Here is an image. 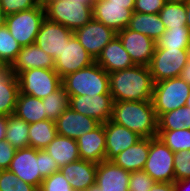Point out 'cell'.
Segmentation results:
<instances>
[{
  "label": "cell",
  "instance_id": "74e56055",
  "mask_svg": "<svg viewBox=\"0 0 190 191\" xmlns=\"http://www.w3.org/2000/svg\"><path fill=\"white\" fill-rule=\"evenodd\" d=\"M173 162L175 182L190 178V150L175 152Z\"/></svg>",
  "mask_w": 190,
  "mask_h": 191
},
{
  "label": "cell",
  "instance_id": "e0dca14e",
  "mask_svg": "<svg viewBox=\"0 0 190 191\" xmlns=\"http://www.w3.org/2000/svg\"><path fill=\"white\" fill-rule=\"evenodd\" d=\"M57 134L78 139L82 134L89 133L101 123L96 119L75 112L68 107L55 121Z\"/></svg>",
  "mask_w": 190,
  "mask_h": 191
},
{
  "label": "cell",
  "instance_id": "3957f363",
  "mask_svg": "<svg viewBox=\"0 0 190 191\" xmlns=\"http://www.w3.org/2000/svg\"><path fill=\"white\" fill-rule=\"evenodd\" d=\"M68 96L110 94L109 74L96 62L62 78Z\"/></svg>",
  "mask_w": 190,
  "mask_h": 191
},
{
  "label": "cell",
  "instance_id": "1f68e13d",
  "mask_svg": "<svg viewBox=\"0 0 190 191\" xmlns=\"http://www.w3.org/2000/svg\"><path fill=\"white\" fill-rule=\"evenodd\" d=\"M190 129V108L179 107L158 118V130Z\"/></svg>",
  "mask_w": 190,
  "mask_h": 191
},
{
  "label": "cell",
  "instance_id": "bcb514c9",
  "mask_svg": "<svg viewBox=\"0 0 190 191\" xmlns=\"http://www.w3.org/2000/svg\"><path fill=\"white\" fill-rule=\"evenodd\" d=\"M175 191H190V178L175 182Z\"/></svg>",
  "mask_w": 190,
  "mask_h": 191
},
{
  "label": "cell",
  "instance_id": "680465c9",
  "mask_svg": "<svg viewBox=\"0 0 190 191\" xmlns=\"http://www.w3.org/2000/svg\"><path fill=\"white\" fill-rule=\"evenodd\" d=\"M4 66V63L0 60V69H2Z\"/></svg>",
  "mask_w": 190,
  "mask_h": 191
},
{
  "label": "cell",
  "instance_id": "ab89813d",
  "mask_svg": "<svg viewBox=\"0 0 190 191\" xmlns=\"http://www.w3.org/2000/svg\"><path fill=\"white\" fill-rule=\"evenodd\" d=\"M156 182L144 171L130 173L128 191H150Z\"/></svg>",
  "mask_w": 190,
  "mask_h": 191
},
{
  "label": "cell",
  "instance_id": "7402d4cb",
  "mask_svg": "<svg viewBox=\"0 0 190 191\" xmlns=\"http://www.w3.org/2000/svg\"><path fill=\"white\" fill-rule=\"evenodd\" d=\"M130 172L114 164L102 161L97 164L96 184L101 191H128Z\"/></svg>",
  "mask_w": 190,
  "mask_h": 191
},
{
  "label": "cell",
  "instance_id": "30bf717a",
  "mask_svg": "<svg viewBox=\"0 0 190 191\" xmlns=\"http://www.w3.org/2000/svg\"><path fill=\"white\" fill-rule=\"evenodd\" d=\"M135 4L110 3L109 0H95L92 4L93 18L116 33L127 28Z\"/></svg>",
  "mask_w": 190,
  "mask_h": 191
},
{
  "label": "cell",
  "instance_id": "f1b7e54d",
  "mask_svg": "<svg viewBox=\"0 0 190 191\" xmlns=\"http://www.w3.org/2000/svg\"><path fill=\"white\" fill-rule=\"evenodd\" d=\"M28 130L29 124L22 118L15 114H10L6 117L5 140L16 150L29 147Z\"/></svg>",
  "mask_w": 190,
  "mask_h": 191
},
{
  "label": "cell",
  "instance_id": "9a60e30c",
  "mask_svg": "<svg viewBox=\"0 0 190 191\" xmlns=\"http://www.w3.org/2000/svg\"><path fill=\"white\" fill-rule=\"evenodd\" d=\"M74 35L67 27L45 18L40 26L35 44L54 60L60 56L65 42Z\"/></svg>",
  "mask_w": 190,
  "mask_h": 191
},
{
  "label": "cell",
  "instance_id": "f6af8a7d",
  "mask_svg": "<svg viewBox=\"0 0 190 191\" xmlns=\"http://www.w3.org/2000/svg\"><path fill=\"white\" fill-rule=\"evenodd\" d=\"M150 191H175V182H156Z\"/></svg>",
  "mask_w": 190,
  "mask_h": 191
},
{
  "label": "cell",
  "instance_id": "f35d334b",
  "mask_svg": "<svg viewBox=\"0 0 190 191\" xmlns=\"http://www.w3.org/2000/svg\"><path fill=\"white\" fill-rule=\"evenodd\" d=\"M38 191H74L63 174L59 171L43 179Z\"/></svg>",
  "mask_w": 190,
  "mask_h": 191
},
{
  "label": "cell",
  "instance_id": "c3c4849f",
  "mask_svg": "<svg viewBox=\"0 0 190 191\" xmlns=\"http://www.w3.org/2000/svg\"><path fill=\"white\" fill-rule=\"evenodd\" d=\"M6 116L0 115V142L5 140Z\"/></svg>",
  "mask_w": 190,
  "mask_h": 191
},
{
  "label": "cell",
  "instance_id": "ba28073f",
  "mask_svg": "<svg viewBox=\"0 0 190 191\" xmlns=\"http://www.w3.org/2000/svg\"><path fill=\"white\" fill-rule=\"evenodd\" d=\"M174 155L160 138H149V153L143 170L155 182H175Z\"/></svg>",
  "mask_w": 190,
  "mask_h": 191
},
{
  "label": "cell",
  "instance_id": "b9f144b4",
  "mask_svg": "<svg viewBox=\"0 0 190 191\" xmlns=\"http://www.w3.org/2000/svg\"><path fill=\"white\" fill-rule=\"evenodd\" d=\"M165 3V0H135L133 12L158 14Z\"/></svg>",
  "mask_w": 190,
  "mask_h": 191
},
{
  "label": "cell",
  "instance_id": "5b68a950",
  "mask_svg": "<svg viewBox=\"0 0 190 191\" xmlns=\"http://www.w3.org/2000/svg\"><path fill=\"white\" fill-rule=\"evenodd\" d=\"M190 85L180 77L154 83L152 103L157 118L163 113L186 106Z\"/></svg>",
  "mask_w": 190,
  "mask_h": 191
},
{
  "label": "cell",
  "instance_id": "d6986e66",
  "mask_svg": "<svg viewBox=\"0 0 190 191\" xmlns=\"http://www.w3.org/2000/svg\"><path fill=\"white\" fill-rule=\"evenodd\" d=\"M10 71L14 75L34 68L54 69L55 60L45 51L33 43L31 45L22 46L16 59L9 66Z\"/></svg>",
  "mask_w": 190,
  "mask_h": 191
},
{
  "label": "cell",
  "instance_id": "f907efd6",
  "mask_svg": "<svg viewBox=\"0 0 190 191\" xmlns=\"http://www.w3.org/2000/svg\"><path fill=\"white\" fill-rule=\"evenodd\" d=\"M6 17L5 12L0 8V28L6 25Z\"/></svg>",
  "mask_w": 190,
  "mask_h": 191
},
{
  "label": "cell",
  "instance_id": "7dc6e473",
  "mask_svg": "<svg viewBox=\"0 0 190 191\" xmlns=\"http://www.w3.org/2000/svg\"><path fill=\"white\" fill-rule=\"evenodd\" d=\"M179 77L190 85V59L188 60L187 64L183 67Z\"/></svg>",
  "mask_w": 190,
  "mask_h": 191
},
{
  "label": "cell",
  "instance_id": "f546056e",
  "mask_svg": "<svg viewBox=\"0 0 190 191\" xmlns=\"http://www.w3.org/2000/svg\"><path fill=\"white\" fill-rule=\"evenodd\" d=\"M29 147L38 150L45 149L57 135L56 123L52 120H42L29 124Z\"/></svg>",
  "mask_w": 190,
  "mask_h": 191
},
{
  "label": "cell",
  "instance_id": "db71d44e",
  "mask_svg": "<svg viewBox=\"0 0 190 191\" xmlns=\"http://www.w3.org/2000/svg\"><path fill=\"white\" fill-rule=\"evenodd\" d=\"M54 0H38V3L42 6L45 7L48 3L52 2Z\"/></svg>",
  "mask_w": 190,
  "mask_h": 191
},
{
  "label": "cell",
  "instance_id": "277c9868",
  "mask_svg": "<svg viewBox=\"0 0 190 191\" xmlns=\"http://www.w3.org/2000/svg\"><path fill=\"white\" fill-rule=\"evenodd\" d=\"M44 8L48 20L59 23L73 32L93 18L92 4L73 0H54Z\"/></svg>",
  "mask_w": 190,
  "mask_h": 191
},
{
  "label": "cell",
  "instance_id": "7c38bea8",
  "mask_svg": "<svg viewBox=\"0 0 190 191\" xmlns=\"http://www.w3.org/2000/svg\"><path fill=\"white\" fill-rule=\"evenodd\" d=\"M73 33L95 60L101 54L103 48L117 35L113 29L94 18Z\"/></svg>",
  "mask_w": 190,
  "mask_h": 191
},
{
  "label": "cell",
  "instance_id": "8d00e7d4",
  "mask_svg": "<svg viewBox=\"0 0 190 191\" xmlns=\"http://www.w3.org/2000/svg\"><path fill=\"white\" fill-rule=\"evenodd\" d=\"M0 191H38V188L22 181L9 169H5L0 170Z\"/></svg>",
  "mask_w": 190,
  "mask_h": 191
},
{
  "label": "cell",
  "instance_id": "cb8c5ba5",
  "mask_svg": "<svg viewBox=\"0 0 190 191\" xmlns=\"http://www.w3.org/2000/svg\"><path fill=\"white\" fill-rule=\"evenodd\" d=\"M149 153V138H141L111 161L128 172L143 170Z\"/></svg>",
  "mask_w": 190,
  "mask_h": 191
},
{
  "label": "cell",
  "instance_id": "ee69618b",
  "mask_svg": "<svg viewBox=\"0 0 190 191\" xmlns=\"http://www.w3.org/2000/svg\"><path fill=\"white\" fill-rule=\"evenodd\" d=\"M15 152L16 149L9 142L6 140L0 142V170L9 169Z\"/></svg>",
  "mask_w": 190,
  "mask_h": 191
},
{
  "label": "cell",
  "instance_id": "4fadbf2b",
  "mask_svg": "<svg viewBox=\"0 0 190 191\" xmlns=\"http://www.w3.org/2000/svg\"><path fill=\"white\" fill-rule=\"evenodd\" d=\"M95 59L85 50L79 40L73 35L65 42L60 56L55 60V71L61 78L90 66Z\"/></svg>",
  "mask_w": 190,
  "mask_h": 191
},
{
  "label": "cell",
  "instance_id": "9f6ffc18",
  "mask_svg": "<svg viewBox=\"0 0 190 191\" xmlns=\"http://www.w3.org/2000/svg\"><path fill=\"white\" fill-rule=\"evenodd\" d=\"M166 2H187L189 0H165Z\"/></svg>",
  "mask_w": 190,
  "mask_h": 191
},
{
  "label": "cell",
  "instance_id": "44dd1931",
  "mask_svg": "<svg viewBox=\"0 0 190 191\" xmlns=\"http://www.w3.org/2000/svg\"><path fill=\"white\" fill-rule=\"evenodd\" d=\"M74 191H85L96 183L97 164L79 159L60 168Z\"/></svg>",
  "mask_w": 190,
  "mask_h": 191
},
{
  "label": "cell",
  "instance_id": "ac0fdd59",
  "mask_svg": "<svg viewBox=\"0 0 190 191\" xmlns=\"http://www.w3.org/2000/svg\"><path fill=\"white\" fill-rule=\"evenodd\" d=\"M104 130L106 137V161H111L120 152L131 147L142 138L137 133L111 120L104 123Z\"/></svg>",
  "mask_w": 190,
  "mask_h": 191
},
{
  "label": "cell",
  "instance_id": "f5cc1de1",
  "mask_svg": "<svg viewBox=\"0 0 190 191\" xmlns=\"http://www.w3.org/2000/svg\"><path fill=\"white\" fill-rule=\"evenodd\" d=\"M85 191H101V188L95 183L91 185L87 190Z\"/></svg>",
  "mask_w": 190,
  "mask_h": 191
},
{
  "label": "cell",
  "instance_id": "681fc988",
  "mask_svg": "<svg viewBox=\"0 0 190 191\" xmlns=\"http://www.w3.org/2000/svg\"><path fill=\"white\" fill-rule=\"evenodd\" d=\"M185 5H186V18H187L186 26L190 31V0L185 2Z\"/></svg>",
  "mask_w": 190,
  "mask_h": 191
},
{
  "label": "cell",
  "instance_id": "484cf974",
  "mask_svg": "<svg viewBox=\"0 0 190 191\" xmlns=\"http://www.w3.org/2000/svg\"><path fill=\"white\" fill-rule=\"evenodd\" d=\"M44 150L52 156L59 168L80 159L76 140L59 134Z\"/></svg>",
  "mask_w": 190,
  "mask_h": 191
},
{
  "label": "cell",
  "instance_id": "2e32d148",
  "mask_svg": "<svg viewBox=\"0 0 190 191\" xmlns=\"http://www.w3.org/2000/svg\"><path fill=\"white\" fill-rule=\"evenodd\" d=\"M117 36L135 65L149 66L156 48L154 40L128 28L117 32Z\"/></svg>",
  "mask_w": 190,
  "mask_h": 191
},
{
  "label": "cell",
  "instance_id": "d590c367",
  "mask_svg": "<svg viewBox=\"0 0 190 191\" xmlns=\"http://www.w3.org/2000/svg\"><path fill=\"white\" fill-rule=\"evenodd\" d=\"M21 45L10 34L7 26L0 28V60L10 66L21 50Z\"/></svg>",
  "mask_w": 190,
  "mask_h": 191
},
{
  "label": "cell",
  "instance_id": "60d3db41",
  "mask_svg": "<svg viewBox=\"0 0 190 191\" xmlns=\"http://www.w3.org/2000/svg\"><path fill=\"white\" fill-rule=\"evenodd\" d=\"M38 5V0H0V8L6 15L26 11Z\"/></svg>",
  "mask_w": 190,
  "mask_h": 191
},
{
  "label": "cell",
  "instance_id": "d4e9b609",
  "mask_svg": "<svg viewBox=\"0 0 190 191\" xmlns=\"http://www.w3.org/2000/svg\"><path fill=\"white\" fill-rule=\"evenodd\" d=\"M19 92L17 76L5 65L0 69V115L14 114Z\"/></svg>",
  "mask_w": 190,
  "mask_h": 191
},
{
  "label": "cell",
  "instance_id": "83f0119b",
  "mask_svg": "<svg viewBox=\"0 0 190 191\" xmlns=\"http://www.w3.org/2000/svg\"><path fill=\"white\" fill-rule=\"evenodd\" d=\"M14 114L28 124L47 119L42 99L19 92Z\"/></svg>",
  "mask_w": 190,
  "mask_h": 191
},
{
  "label": "cell",
  "instance_id": "4dcf8cb0",
  "mask_svg": "<svg viewBox=\"0 0 190 191\" xmlns=\"http://www.w3.org/2000/svg\"><path fill=\"white\" fill-rule=\"evenodd\" d=\"M190 49V31L188 27L166 29L156 41L155 49Z\"/></svg>",
  "mask_w": 190,
  "mask_h": 191
},
{
  "label": "cell",
  "instance_id": "9c48e42d",
  "mask_svg": "<svg viewBox=\"0 0 190 191\" xmlns=\"http://www.w3.org/2000/svg\"><path fill=\"white\" fill-rule=\"evenodd\" d=\"M190 59V49H155L149 64L153 82L179 77Z\"/></svg>",
  "mask_w": 190,
  "mask_h": 191
},
{
  "label": "cell",
  "instance_id": "5bb4252c",
  "mask_svg": "<svg viewBox=\"0 0 190 191\" xmlns=\"http://www.w3.org/2000/svg\"><path fill=\"white\" fill-rule=\"evenodd\" d=\"M9 170L22 181L36 186L38 189L44 177L40 174V150L33 147L17 149Z\"/></svg>",
  "mask_w": 190,
  "mask_h": 191
},
{
  "label": "cell",
  "instance_id": "7a4b0ae2",
  "mask_svg": "<svg viewBox=\"0 0 190 191\" xmlns=\"http://www.w3.org/2000/svg\"><path fill=\"white\" fill-rule=\"evenodd\" d=\"M110 120L142 138L157 137L158 118L152 101H114Z\"/></svg>",
  "mask_w": 190,
  "mask_h": 191
},
{
  "label": "cell",
  "instance_id": "d6a6232c",
  "mask_svg": "<svg viewBox=\"0 0 190 191\" xmlns=\"http://www.w3.org/2000/svg\"><path fill=\"white\" fill-rule=\"evenodd\" d=\"M158 14L165 29L187 27L186 5L184 2H166Z\"/></svg>",
  "mask_w": 190,
  "mask_h": 191
},
{
  "label": "cell",
  "instance_id": "11a10c76",
  "mask_svg": "<svg viewBox=\"0 0 190 191\" xmlns=\"http://www.w3.org/2000/svg\"><path fill=\"white\" fill-rule=\"evenodd\" d=\"M75 2H82V3H85V4H93V0H73Z\"/></svg>",
  "mask_w": 190,
  "mask_h": 191
},
{
  "label": "cell",
  "instance_id": "e575fe53",
  "mask_svg": "<svg viewBox=\"0 0 190 191\" xmlns=\"http://www.w3.org/2000/svg\"><path fill=\"white\" fill-rule=\"evenodd\" d=\"M157 137L174 153L190 150V129L158 130Z\"/></svg>",
  "mask_w": 190,
  "mask_h": 191
},
{
  "label": "cell",
  "instance_id": "6da1fadb",
  "mask_svg": "<svg viewBox=\"0 0 190 191\" xmlns=\"http://www.w3.org/2000/svg\"><path fill=\"white\" fill-rule=\"evenodd\" d=\"M109 85L114 101H152L154 82L148 66L109 73Z\"/></svg>",
  "mask_w": 190,
  "mask_h": 191
},
{
  "label": "cell",
  "instance_id": "8fae6325",
  "mask_svg": "<svg viewBox=\"0 0 190 191\" xmlns=\"http://www.w3.org/2000/svg\"><path fill=\"white\" fill-rule=\"evenodd\" d=\"M113 102L111 94L69 96V107L71 109L96 119L101 124L111 119Z\"/></svg>",
  "mask_w": 190,
  "mask_h": 191
},
{
  "label": "cell",
  "instance_id": "7bdbcfd3",
  "mask_svg": "<svg viewBox=\"0 0 190 191\" xmlns=\"http://www.w3.org/2000/svg\"><path fill=\"white\" fill-rule=\"evenodd\" d=\"M60 168L56 161L44 149L40 150V174L46 178Z\"/></svg>",
  "mask_w": 190,
  "mask_h": 191
},
{
  "label": "cell",
  "instance_id": "6f0895ef",
  "mask_svg": "<svg viewBox=\"0 0 190 191\" xmlns=\"http://www.w3.org/2000/svg\"><path fill=\"white\" fill-rule=\"evenodd\" d=\"M186 106L190 108V93L187 98Z\"/></svg>",
  "mask_w": 190,
  "mask_h": 191
},
{
  "label": "cell",
  "instance_id": "836d02e7",
  "mask_svg": "<svg viewBox=\"0 0 190 191\" xmlns=\"http://www.w3.org/2000/svg\"><path fill=\"white\" fill-rule=\"evenodd\" d=\"M45 115L48 120L56 121L60 115L69 107V96L64 87L49 94L42 99Z\"/></svg>",
  "mask_w": 190,
  "mask_h": 191
},
{
  "label": "cell",
  "instance_id": "603a6c76",
  "mask_svg": "<svg viewBox=\"0 0 190 191\" xmlns=\"http://www.w3.org/2000/svg\"><path fill=\"white\" fill-rule=\"evenodd\" d=\"M95 62L108 74L135 66L117 35L103 48Z\"/></svg>",
  "mask_w": 190,
  "mask_h": 191
},
{
  "label": "cell",
  "instance_id": "52a82bcc",
  "mask_svg": "<svg viewBox=\"0 0 190 191\" xmlns=\"http://www.w3.org/2000/svg\"><path fill=\"white\" fill-rule=\"evenodd\" d=\"M20 93L43 99L62 86L55 69L34 68L17 75Z\"/></svg>",
  "mask_w": 190,
  "mask_h": 191
},
{
  "label": "cell",
  "instance_id": "ffe728a7",
  "mask_svg": "<svg viewBox=\"0 0 190 191\" xmlns=\"http://www.w3.org/2000/svg\"><path fill=\"white\" fill-rule=\"evenodd\" d=\"M80 159L99 164L105 161L106 157V137L104 124L82 134L76 139Z\"/></svg>",
  "mask_w": 190,
  "mask_h": 191
},
{
  "label": "cell",
  "instance_id": "816d5d0a",
  "mask_svg": "<svg viewBox=\"0 0 190 191\" xmlns=\"http://www.w3.org/2000/svg\"><path fill=\"white\" fill-rule=\"evenodd\" d=\"M110 3H117V4H135V0H109Z\"/></svg>",
  "mask_w": 190,
  "mask_h": 191
},
{
  "label": "cell",
  "instance_id": "8992f818",
  "mask_svg": "<svg viewBox=\"0 0 190 191\" xmlns=\"http://www.w3.org/2000/svg\"><path fill=\"white\" fill-rule=\"evenodd\" d=\"M45 18V8L39 4L32 9L7 15L6 26L21 46H27L35 43Z\"/></svg>",
  "mask_w": 190,
  "mask_h": 191
},
{
  "label": "cell",
  "instance_id": "4316f807",
  "mask_svg": "<svg viewBox=\"0 0 190 191\" xmlns=\"http://www.w3.org/2000/svg\"><path fill=\"white\" fill-rule=\"evenodd\" d=\"M127 28L142 33L155 42L166 31L159 14L150 13L133 12Z\"/></svg>",
  "mask_w": 190,
  "mask_h": 191
}]
</instances>
